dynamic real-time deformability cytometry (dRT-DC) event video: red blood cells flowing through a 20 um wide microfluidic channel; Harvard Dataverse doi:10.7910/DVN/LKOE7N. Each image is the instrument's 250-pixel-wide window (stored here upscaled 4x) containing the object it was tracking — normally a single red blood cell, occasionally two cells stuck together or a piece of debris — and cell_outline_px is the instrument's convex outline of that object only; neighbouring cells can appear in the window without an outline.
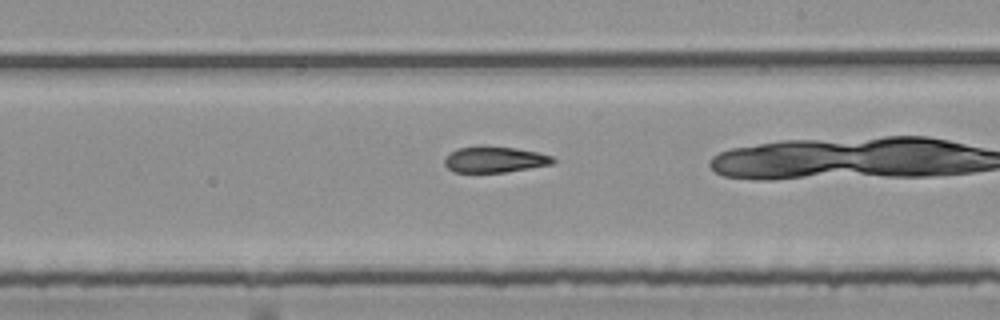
{"species": "common noctule bat (a hibernating species)", "species_latin": "Nyctalus noctula", "temperature_condition": "room temperature", "stored_images_in_passage": 37, "camera_frame_rate_fps": 3000, "um_per_image_px": 0.085, "animal": {"sex": "female", "body_mass_g": 25.1}, "frame": {"image": 1, "passage_image": 27, "time_ms": 8.667, "image_size_px": [1000, 320], "cell_outline_px": [[556, 160], [552, 164], [504, 172], [452, 172], [444, 164], [444, 156], [448, 152], [456, 148], [516, 148], [536, 152], [552, 156]], "centroid_in_image_um": [42.0, 13.58], "position_along_channel_um": 247.0, "area_um2": 15.95}}